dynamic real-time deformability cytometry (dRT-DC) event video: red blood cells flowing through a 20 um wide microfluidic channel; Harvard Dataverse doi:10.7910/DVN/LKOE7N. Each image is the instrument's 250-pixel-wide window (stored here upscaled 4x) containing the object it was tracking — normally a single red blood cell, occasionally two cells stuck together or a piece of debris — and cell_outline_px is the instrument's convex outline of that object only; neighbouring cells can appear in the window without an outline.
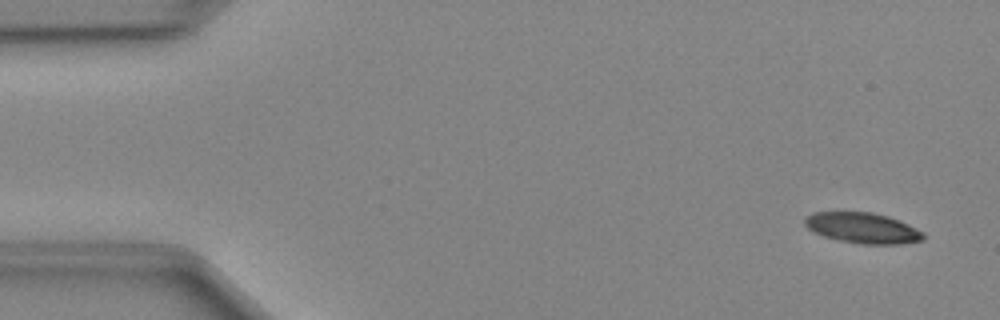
{"species": "Egyptian fruit bat (a non-hibernating species)", "species_latin": "Rousettus aegyptiacus", "temperature_condition": "cold", "stored_images_in_passage": 49, "camera_frame_rate_fps": 3000, "um_per_image_px": 0.085, "animal": {"sex": "female"}, "frame": {"image": 1, "passage_image": 3, "time_ms": 0.667, "image_size_px": [1000, 320], "cell_outline_px": [[924, 240], [900, 244], [860, 244], [840, 240], [824, 236], [808, 228], [804, 224], [804, 220], [812, 212], [872, 212], [888, 216], [908, 224], [924, 232]], "centroid_in_image_um": [73.35, 19.38], "position_along_channel_um": 11.6, "area_um2": 21.04}}
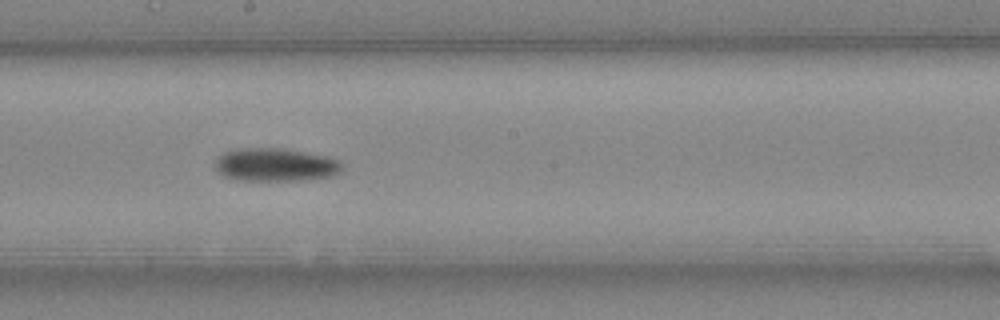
{"frame": {"image": 2, "passage_image": 27, "time_ms": 8.667, "image_size_px": [1000, 320], "cell_outline_px": [[340, 172], [332, 176], [300, 180], [244, 180], [224, 176], [212, 164], [224, 152], [240, 148], [280, 148], [304, 152], [324, 156], [340, 160]], "centroid_in_image_um": [23.38, 14.0], "position_along_channel_um": 224.8, "area_um2": 24.16}}
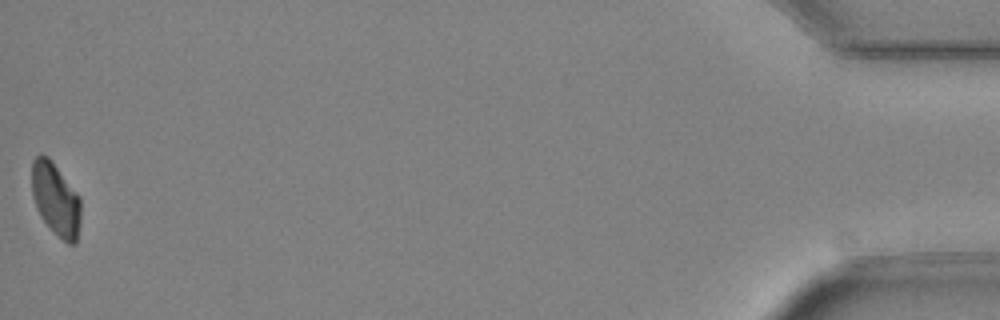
{"frame": {"image": 3, "passage_image": 49, "time_ms": 16.0, "image_size_px": [1000, 320], "cell_outline_px": [[80, 224], [76, 244], [68, 244], [40, 216], [36, 208], [32, 196], [32, 160], [40, 152], [48, 156], [80, 196]], "centroid_in_image_um": [4.73, 16.89], "position_along_channel_um": 430.5, "area_um2": 20.75}}